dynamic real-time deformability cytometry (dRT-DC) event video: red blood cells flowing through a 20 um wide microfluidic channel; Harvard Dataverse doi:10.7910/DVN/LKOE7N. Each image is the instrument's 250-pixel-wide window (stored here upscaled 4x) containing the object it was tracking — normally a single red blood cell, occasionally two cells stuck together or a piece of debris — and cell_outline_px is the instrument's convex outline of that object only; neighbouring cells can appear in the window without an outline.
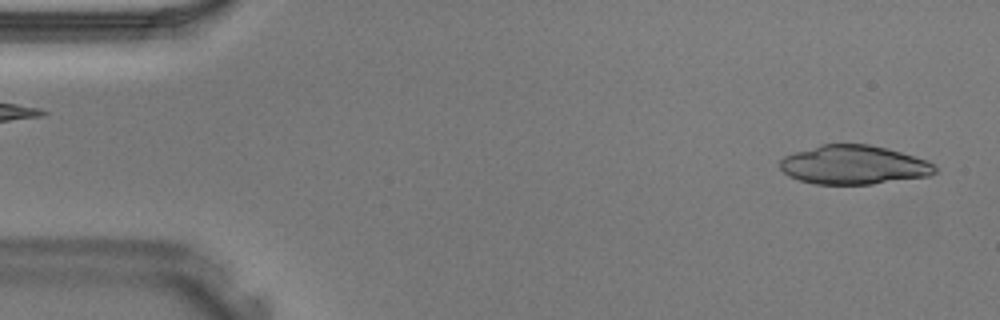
{"species": "Egyptian fruit bat (a non-hibernating species)", "species_latin": "Rousettus aegyptiacus", "temperature_condition": "warm", "stored_images_in_passage": 38, "camera_frame_rate_fps": 3000, "um_per_image_px": 0.085, "animal": {"sex": "male"}, "frame": {"image": 1, "passage_image": 1, "time_ms": 0.0, "image_size_px": [1000, 320], "cell_outline_px": [[936, 172], [928, 176], [872, 184], [816, 184], [800, 180], [788, 176], [780, 168], [780, 160], [784, 156], [820, 144], [868, 144], [900, 152], [928, 160], [936, 168]], "centroid_in_image_um": [72.55, 14.02], "position_along_channel_um": 12.4, "area_um2": 34.97}}
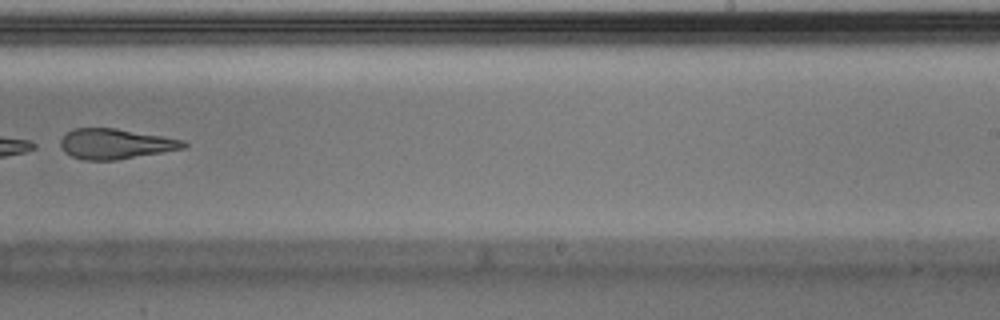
{"frame": {"image": 2, "passage_image": 24, "time_ms": 7.667, "image_size_px": [1000, 320], "cell_outline_px": [[188, 144], [184, 148], [116, 160], [84, 160], [72, 156], [64, 152], [60, 144], [60, 140], [72, 128], [116, 128], [184, 140]], "centroid_in_image_um": [9.79, 12.22], "position_along_channel_um": 279.2, "area_um2": 21.5}}